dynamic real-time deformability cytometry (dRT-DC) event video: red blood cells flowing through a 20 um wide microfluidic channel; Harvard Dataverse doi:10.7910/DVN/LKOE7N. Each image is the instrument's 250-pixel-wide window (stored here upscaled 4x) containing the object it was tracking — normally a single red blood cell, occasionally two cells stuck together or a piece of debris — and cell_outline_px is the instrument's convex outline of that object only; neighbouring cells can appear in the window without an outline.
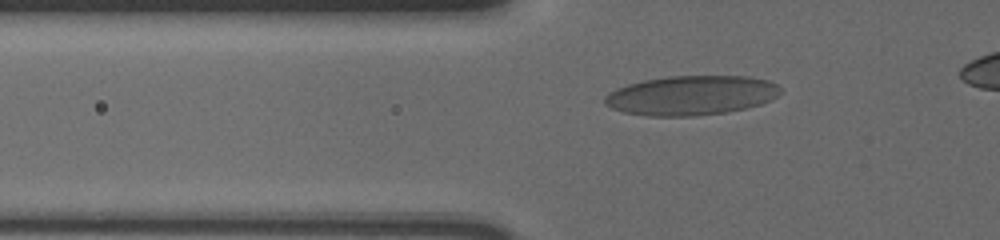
{"species": "human", "species_latin": "Homo sapiens", "temperature_condition": "cold", "stored_images_in_passage": 38, "camera_frame_rate_fps": 3000, "um_per_image_px": 0.085, "donor": {"sex": "male"}, "frame": {"image": 1, "passage_image": 5, "time_ms": 1.333, "image_size_px": [1000, 240], "cell_outline_px": [[780, 92], [772, 100], [760, 104], [744, 108], [724, 112], [696, 116], [648, 116], [624, 112], [612, 108], [604, 104], [604, 96], [608, 92], [616, 88], [628, 84], [644, 80], [668, 76], [748, 76], [768, 80], [776, 84], [780, 88]], "centroid_in_image_um": [58.73, 8.1], "position_along_channel_um": 67.1, "area_um2": 40.46}}
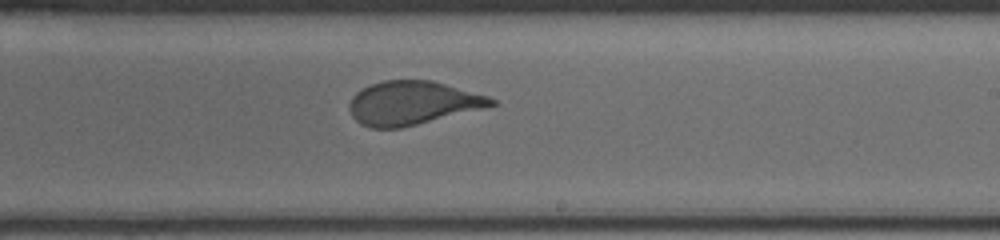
{"frame": {"image": 2, "passage_image": 21, "time_ms": 6.667, "image_size_px": [1000, 240], "cell_outline_px": [[500, 104], [400, 128], [368, 128], [360, 124], [352, 116], [348, 108], [348, 104], [352, 96], [356, 92], [372, 84], [384, 80], [432, 80], [488, 96], [496, 100]], "centroid_in_image_um": [35.04, 8.75], "position_along_channel_um": 254.0, "area_um2": 36.01}}
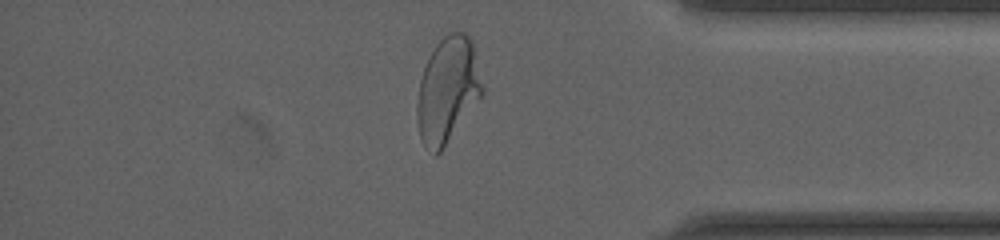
{"frame": {"image": 3, "passage_image": 34, "time_ms": 11.0, "image_size_px": [1000, 240], "cell_outline_px": [[484, 96], [440, 152], [436, 156], [424, 148], [420, 140], [416, 120], [416, 104], [420, 80], [424, 68], [436, 44], [448, 32], [464, 32], [472, 40], [484, 88]], "centroid_in_image_um": [38.06, 7.7], "position_along_channel_um": 397.1, "area_um2": 40.69}}